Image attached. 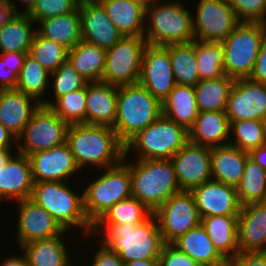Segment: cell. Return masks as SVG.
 I'll list each match as a JSON object with an SVG mask.
<instances>
[{
	"instance_id": "obj_1",
	"label": "cell",
	"mask_w": 266,
	"mask_h": 266,
	"mask_svg": "<svg viewBox=\"0 0 266 266\" xmlns=\"http://www.w3.org/2000/svg\"><path fill=\"white\" fill-rule=\"evenodd\" d=\"M93 234H104L101 243L117 253L124 264L142 259L159 260L165 244L154 215L142 224H94Z\"/></svg>"
},
{
	"instance_id": "obj_2",
	"label": "cell",
	"mask_w": 266,
	"mask_h": 266,
	"mask_svg": "<svg viewBox=\"0 0 266 266\" xmlns=\"http://www.w3.org/2000/svg\"><path fill=\"white\" fill-rule=\"evenodd\" d=\"M66 142L81 171L87 166L103 171L118 165L125 155V145L110 126L70 124Z\"/></svg>"
},
{
	"instance_id": "obj_3",
	"label": "cell",
	"mask_w": 266,
	"mask_h": 266,
	"mask_svg": "<svg viewBox=\"0 0 266 266\" xmlns=\"http://www.w3.org/2000/svg\"><path fill=\"white\" fill-rule=\"evenodd\" d=\"M127 158L130 160L124 155L123 161L130 170L131 195L153 213L181 191L170 159H132L128 163Z\"/></svg>"
},
{
	"instance_id": "obj_4",
	"label": "cell",
	"mask_w": 266,
	"mask_h": 266,
	"mask_svg": "<svg viewBox=\"0 0 266 266\" xmlns=\"http://www.w3.org/2000/svg\"><path fill=\"white\" fill-rule=\"evenodd\" d=\"M68 183L67 181L34 183L30 199L51 214L64 230L69 231L70 228L78 227L83 228L85 235H91L93 225L84 212L83 191L77 194Z\"/></svg>"
},
{
	"instance_id": "obj_5",
	"label": "cell",
	"mask_w": 266,
	"mask_h": 266,
	"mask_svg": "<svg viewBox=\"0 0 266 266\" xmlns=\"http://www.w3.org/2000/svg\"><path fill=\"white\" fill-rule=\"evenodd\" d=\"M162 114V104L139 83L118 87L114 125L118 139L125 145Z\"/></svg>"
},
{
	"instance_id": "obj_6",
	"label": "cell",
	"mask_w": 266,
	"mask_h": 266,
	"mask_svg": "<svg viewBox=\"0 0 266 266\" xmlns=\"http://www.w3.org/2000/svg\"><path fill=\"white\" fill-rule=\"evenodd\" d=\"M162 3L146 7L144 38L147 44L166 46L191 43L194 40L193 14L179 0Z\"/></svg>"
},
{
	"instance_id": "obj_7",
	"label": "cell",
	"mask_w": 266,
	"mask_h": 266,
	"mask_svg": "<svg viewBox=\"0 0 266 266\" xmlns=\"http://www.w3.org/2000/svg\"><path fill=\"white\" fill-rule=\"evenodd\" d=\"M104 171L83 191L84 212L92 225L117 202L132 196L130 170L125 161Z\"/></svg>"
},
{
	"instance_id": "obj_8",
	"label": "cell",
	"mask_w": 266,
	"mask_h": 266,
	"mask_svg": "<svg viewBox=\"0 0 266 266\" xmlns=\"http://www.w3.org/2000/svg\"><path fill=\"white\" fill-rule=\"evenodd\" d=\"M187 142L188 131L161 114L125 144V155L134 150L139 160L171 159Z\"/></svg>"
},
{
	"instance_id": "obj_9",
	"label": "cell",
	"mask_w": 266,
	"mask_h": 266,
	"mask_svg": "<svg viewBox=\"0 0 266 266\" xmlns=\"http://www.w3.org/2000/svg\"><path fill=\"white\" fill-rule=\"evenodd\" d=\"M265 37V23L240 22L221 42L225 74L233 79L249 78Z\"/></svg>"
},
{
	"instance_id": "obj_10",
	"label": "cell",
	"mask_w": 266,
	"mask_h": 266,
	"mask_svg": "<svg viewBox=\"0 0 266 266\" xmlns=\"http://www.w3.org/2000/svg\"><path fill=\"white\" fill-rule=\"evenodd\" d=\"M68 127L50 107L41 105L17 138V152L29 156L60 146L66 142Z\"/></svg>"
},
{
	"instance_id": "obj_11",
	"label": "cell",
	"mask_w": 266,
	"mask_h": 266,
	"mask_svg": "<svg viewBox=\"0 0 266 266\" xmlns=\"http://www.w3.org/2000/svg\"><path fill=\"white\" fill-rule=\"evenodd\" d=\"M146 45L144 37L123 36L107 49L102 82L117 87L138 84Z\"/></svg>"
},
{
	"instance_id": "obj_12",
	"label": "cell",
	"mask_w": 266,
	"mask_h": 266,
	"mask_svg": "<svg viewBox=\"0 0 266 266\" xmlns=\"http://www.w3.org/2000/svg\"><path fill=\"white\" fill-rule=\"evenodd\" d=\"M165 243H173L201 222L194 197L190 191L175 193L154 213Z\"/></svg>"
},
{
	"instance_id": "obj_13",
	"label": "cell",
	"mask_w": 266,
	"mask_h": 266,
	"mask_svg": "<svg viewBox=\"0 0 266 266\" xmlns=\"http://www.w3.org/2000/svg\"><path fill=\"white\" fill-rule=\"evenodd\" d=\"M192 15L194 40L222 42L240 23L228 0H199Z\"/></svg>"
},
{
	"instance_id": "obj_14",
	"label": "cell",
	"mask_w": 266,
	"mask_h": 266,
	"mask_svg": "<svg viewBox=\"0 0 266 266\" xmlns=\"http://www.w3.org/2000/svg\"><path fill=\"white\" fill-rule=\"evenodd\" d=\"M170 160L181 191H191L212 179L209 147L188 141Z\"/></svg>"
},
{
	"instance_id": "obj_15",
	"label": "cell",
	"mask_w": 266,
	"mask_h": 266,
	"mask_svg": "<svg viewBox=\"0 0 266 266\" xmlns=\"http://www.w3.org/2000/svg\"><path fill=\"white\" fill-rule=\"evenodd\" d=\"M139 84L161 103L176 85L169 50L147 44L143 51Z\"/></svg>"
},
{
	"instance_id": "obj_16",
	"label": "cell",
	"mask_w": 266,
	"mask_h": 266,
	"mask_svg": "<svg viewBox=\"0 0 266 266\" xmlns=\"http://www.w3.org/2000/svg\"><path fill=\"white\" fill-rule=\"evenodd\" d=\"M225 112L230 123L250 119L266 121V85L249 78L235 79Z\"/></svg>"
},
{
	"instance_id": "obj_17",
	"label": "cell",
	"mask_w": 266,
	"mask_h": 266,
	"mask_svg": "<svg viewBox=\"0 0 266 266\" xmlns=\"http://www.w3.org/2000/svg\"><path fill=\"white\" fill-rule=\"evenodd\" d=\"M17 203L16 238L19 248L33 241L54 238L65 231L51 214L30 198Z\"/></svg>"
},
{
	"instance_id": "obj_18",
	"label": "cell",
	"mask_w": 266,
	"mask_h": 266,
	"mask_svg": "<svg viewBox=\"0 0 266 266\" xmlns=\"http://www.w3.org/2000/svg\"><path fill=\"white\" fill-rule=\"evenodd\" d=\"M28 157L31 162L34 183L43 181L66 182L80 171L67 142L48 150L30 154Z\"/></svg>"
},
{
	"instance_id": "obj_19",
	"label": "cell",
	"mask_w": 266,
	"mask_h": 266,
	"mask_svg": "<svg viewBox=\"0 0 266 266\" xmlns=\"http://www.w3.org/2000/svg\"><path fill=\"white\" fill-rule=\"evenodd\" d=\"M201 218L214 215L238 216L241 204L236 187L209 180L190 191Z\"/></svg>"
},
{
	"instance_id": "obj_20",
	"label": "cell",
	"mask_w": 266,
	"mask_h": 266,
	"mask_svg": "<svg viewBox=\"0 0 266 266\" xmlns=\"http://www.w3.org/2000/svg\"><path fill=\"white\" fill-rule=\"evenodd\" d=\"M79 12L83 41L107 50L123 37L98 1L80 2Z\"/></svg>"
},
{
	"instance_id": "obj_21",
	"label": "cell",
	"mask_w": 266,
	"mask_h": 266,
	"mask_svg": "<svg viewBox=\"0 0 266 266\" xmlns=\"http://www.w3.org/2000/svg\"><path fill=\"white\" fill-rule=\"evenodd\" d=\"M239 252L266 253V202L241 207L238 215Z\"/></svg>"
},
{
	"instance_id": "obj_22",
	"label": "cell",
	"mask_w": 266,
	"mask_h": 266,
	"mask_svg": "<svg viewBox=\"0 0 266 266\" xmlns=\"http://www.w3.org/2000/svg\"><path fill=\"white\" fill-rule=\"evenodd\" d=\"M34 181L28 156L16 153L0 168V202L31 198Z\"/></svg>"
},
{
	"instance_id": "obj_23",
	"label": "cell",
	"mask_w": 266,
	"mask_h": 266,
	"mask_svg": "<svg viewBox=\"0 0 266 266\" xmlns=\"http://www.w3.org/2000/svg\"><path fill=\"white\" fill-rule=\"evenodd\" d=\"M40 106L34 98L16 88L0 89V123L16 138Z\"/></svg>"
},
{
	"instance_id": "obj_24",
	"label": "cell",
	"mask_w": 266,
	"mask_h": 266,
	"mask_svg": "<svg viewBox=\"0 0 266 266\" xmlns=\"http://www.w3.org/2000/svg\"><path fill=\"white\" fill-rule=\"evenodd\" d=\"M118 87L105 82L87 83L86 124L112 127L116 118Z\"/></svg>"
},
{
	"instance_id": "obj_25",
	"label": "cell",
	"mask_w": 266,
	"mask_h": 266,
	"mask_svg": "<svg viewBox=\"0 0 266 266\" xmlns=\"http://www.w3.org/2000/svg\"><path fill=\"white\" fill-rule=\"evenodd\" d=\"M230 122L226 112H199L188 130V141L214 148L227 145L231 139Z\"/></svg>"
},
{
	"instance_id": "obj_26",
	"label": "cell",
	"mask_w": 266,
	"mask_h": 266,
	"mask_svg": "<svg viewBox=\"0 0 266 266\" xmlns=\"http://www.w3.org/2000/svg\"><path fill=\"white\" fill-rule=\"evenodd\" d=\"M123 36L144 37L146 7L134 0H98Z\"/></svg>"
},
{
	"instance_id": "obj_27",
	"label": "cell",
	"mask_w": 266,
	"mask_h": 266,
	"mask_svg": "<svg viewBox=\"0 0 266 266\" xmlns=\"http://www.w3.org/2000/svg\"><path fill=\"white\" fill-rule=\"evenodd\" d=\"M249 153L230 144L211 148L212 180L237 187Z\"/></svg>"
},
{
	"instance_id": "obj_28",
	"label": "cell",
	"mask_w": 266,
	"mask_h": 266,
	"mask_svg": "<svg viewBox=\"0 0 266 266\" xmlns=\"http://www.w3.org/2000/svg\"><path fill=\"white\" fill-rule=\"evenodd\" d=\"M172 244L199 266H228V261L216 250L201 223Z\"/></svg>"
},
{
	"instance_id": "obj_29",
	"label": "cell",
	"mask_w": 266,
	"mask_h": 266,
	"mask_svg": "<svg viewBox=\"0 0 266 266\" xmlns=\"http://www.w3.org/2000/svg\"><path fill=\"white\" fill-rule=\"evenodd\" d=\"M200 223L216 250L227 261L239 253L238 216H207L201 218Z\"/></svg>"
},
{
	"instance_id": "obj_30",
	"label": "cell",
	"mask_w": 266,
	"mask_h": 266,
	"mask_svg": "<svg viewBox=\"0 0 266 266\" xmlns=\"http://www.w3.org/2000/svg\"><path fill=\"white\" fill-rule=\"evenodd\" d=\"M37 24L39 27L36 28V31L41 36L63 45L68 50L82 40L79 6L73 12L49 17Z\"/></svg>"
},
{
	"instance_id": "obj_31",
	"label": "cell",
	"mask_w": 266,
	"mask_h": 266,
	"mask_svg": "<svg viewBox=\"0 0 266 266\" xmlns=\"http://www.w3.org/2000/svg\"><path fill=\"white\" fill-rule=\"evenodd\" d=\"M69 231L51 239L30 242L20 249L28 260V266H72L73 261L70 253L65 247L63 236ZM69 253V254H68ZM72 261V262H71Z\"/></svg>"
},
{
	"instance_id": "obj_32",
	"label": "cell",
	"mask_w": 266,
	"mask_h": 266,
	"mask_svg": "<svg viewBox=\"0 0 266 266\" xmlns=\"http://www.w3.org/2000/svg\"><path fill=\"white\" fill-rule=\"evenodd\" d=\"M161 104L162 115L187 131L199 114L194 86L176 84Z\"/></svg>"
},
{
	"instance_id": "obj_33",
	"label": "cell",
	"mask_w": 266,
	"mask_h": 266,
	"mask_svg": "<svg viewBox=\"0 0 266 266\" xmlns=\"http://www.w3.org/2000/svg\"><path fill=\"white\" fill-rule=\"evenodd\" d=\"M36 24L28 14L13 13L0 28V53H29L36 32L32 25Z\"/></svg>"
},
{
	"instance_id": "obj_34",
	"label": "cell",
	"mask_w": 266,
	"mask_h": 266,
	"mask_svg": "<svg viewBox=\"0 0 266 266\" xmlns=\"http://www.w3.org/2000/svg\"><path fill=\"white\" fill-rule=\"evenodd\" d=\"M68 59L86 82L102 81L106 49L81 40L68 51Z\"/></svg>"
},
{
	"instance_id": "obj_35",
	"label": "cell",
	"mask_w": 266,
	"mask_h": 266,
	"mask_svg": "<svg viewBox=\"0 0 266 266\" xmlns=\"http://www.w3.org/2000/svg\"><path fill=\"white\" fill-rule=\"evenodd\" d=\"M234 82L235 79L225 74L217 79L202 80L194 86L199 112H225Z\"/></svg>"
},
{
	"instance_id": "obj_36",
	"label": "cell",
	"mask_w": 266,
	"mask_h": 266,
	"mask_svg": "<svg viewBox=\"0 0 266 266\" xmlns=\"http://www.w3.org/2000/svg\"><path fill=\"white\" fill-rule=\"evenodd\" d=\"M171 67L177 85L196 86L200 82L194 40L186 44H170Z\"/></svg>"
},
{
	"instance_id": "obj_37",
	"label": "cell",
	"mask_w": 266,
	"mask_h": 266,
	"mask_svg": "<svg viewBox=\"0 0 266 266\" xmlns=\"http://www.w3.org/2000/svg\"><path fill=\"white\" fill-rule=\"evenodd\" d=\"M236 191L241 206L266 202V172L250 158L245 163Z\"/></svg>"
},
{
	"instance_id": "obj_38",
	"label": "cell",
	"mask_w": 266,
	"mask_h": 266,
	"mask_svg": "<svg viewBox=\"0 0 266 266\" xmlns=\"http://www.w3.org/2000/svg\"><path fill=\"white\" fill-rule=\"evenodd\" d=\"M50 73L34 58L27 54L24 64L18 74L16 89L34 98L41 105L43 96L48 89ZM49 83V84H48Z\"/></svg>"
},
{
	"instance_id": "obj_39",
	"label": "cell",
	"mask_w": 266,
	"mask_h": 266,
	"mask_svg": "<svg viewBox=\"0 0 266 266\" xmlns=\"http://www.w3.org/2000/svg\"><path fill=\"white\" fill-rule=\"evenodd\" d=\"M194 49L200 81L217 79L225 75L224 53L221 42L194 40Z\"/></svg>"
},
{
	"instance_id": "obj_40",
	"label": "cell",
	"mask_w": 266,
	"mask_h": 266,
	"mask_svg": "<svg viewBox=\"0 0 266 266\" xmlns=\"http://www.w3.org/2000/svg\"><path fill=\"white\" fill-rule=\"evenodd\" d=\"M230 139L228 144L238 147L240 150H251L266 144V121L263 120H238L230 123Z\"/></svg>"
},
{
	"instance_id": "obj_41",
	"label": "cell",
	"mask_w": 266,
	"mask_h": 266,
	"mask_svg": "<svg viewBox=\"0 0 266 266\" xmlns=\"http://www.w3.org/2000/svg\"><path fill=\"white\" fill-rule=\"evenodd\" d=\"M152 215V211L131 196L113 205L95 224H142Z\"/></svg>"
},
{
	"instance_id": "obj_42",
	"label": "cell",
	"mask_w": 266,
	"mask_h": 266,
	"mask_svg": "<svg viewBox=\"0 0 266 266\" xmlns=\"http://www.w3.org/2000/svg\"><path fill=\"white\" fill-rule=\"evenodd\" d=\"M68 51L63 45L41 36L36 31L28 54L52 73L68 59Z\"/></svg>"
},
{
	"instance_id": "obj_43",
	"label": "cell",
	"mask_w": 266,
	"mask_h": 266,
	"mask_svg": "<svg viewBox=\"0 0 266 266\" xmlns=\"http://www.w3.org/2000/svg\"><path fill=\"white\" fill-rule=\"evenodd\" d=\"M87 84L84 88L58 97L49 106L63 121L70 124H86Z\"/></svg>"
},
{
	"instance_id": "obj_44",
	"label": "cell",
	"mask_w": 266,
	"mask_h": 266,
	"mask_svg": "<svg viewBox=\"0 0 266 266\" xmlns=\"http://www.w3.org/2000/svg\"><path fill=\"white\" fill-rule=\"evenodd\" d=\"M50 77L53 79L52 93L54 100L44 99L42 106L49 107L53 101L58 97L66 95L70 92L78 91L86 86V82L83 77L74 68V65L67 59L63 62L54 72L50 73Z\"/></svg>"
},
{
	"instance_id": "obj_45",
	"label": "cell",
	"mask_w": 266,
	"mask_h": 266,
	"mask_svg": "<svg viewBox=\"0 0 266 266\" xmlns=\"http://www.w3.org/2000/svg\"><path fill=\"white\" fill-rule=\"evenodd\" d=\"M79 3V0H36L28 15L37 24L43 19L73 12Z\"/></svg>"
},
{
	"instance_id": "obj_46",
	"label": "cell",
	"mask_w": 266,
	"mask_h": 266,
	"mask_svg": "<svg viewBox=\"0 0 266 266\" xmlns=\"http://www.w3.org/2000/svg\"><path fill=\"white\" fill-rule=\"evenodd\" d=\"M240 22L266 24V0H228Z\"/></svg>"
},
{
	"instance_id": "obj_47",
	"label": "cell",
	"mask_w": 266,
	"mask_h": 266,
	"mask_svg": "<svg viewBox=\"0 0 266 266\" xmlns=\"http://www.w3.org/2000/svg\"><path fill=\"white\" fill-rule=\"evenodd\" d=\"M159 266H199L172 243H165L159 256Z\"/></svg>"
},
{
	"instance_id": "obj_48",
	"label": "cell",
	"mask_w": 266,
	"mask_h": 266,
	"mask_svg": "<svg viewBox=\"0 0 266 266\" xmlns=\"http://www.w3.org/2000/svg\"><path fill=\"white\" fill-rule=\"evenodd\" d=\"M99 248L90 262V266H124V263L120 259L117 253L111 250L108 246L98 243Z\"/></svg>"
},
{
	"instance_id": "obj_49",
	"label": "cell",
	"mask_w": 266,
	"mask_h": 266,
	"mask_svg": "<svg viewBox=\"0 0 266 266\" xmlns=\"http://www.w3.org/2000/svg\"><path fill=\"white\" fill-rule=\"evenodd\" d=\"M228 266H266V253L239 252L228 261Z\"/></svg>"
},
{
	"instance_id": "obj_50",
	"label": "cell",
	"mask_w": 266,
	"mask_h": 266,
	"mask_svg": "<svg viewBox=\"0 0 266 266\" xmlns=\"http://www.w3.org/2000/svg\"><path fill=\"white\" fill-rule=\"evenodd\" d=\"M249 79L266 85V37L262 41L253 71Z\"/></svg>"
},
{
	"instance_id": "obj_51",
	"label": "cell",
	"mask_w": 266,
	"mask_h": 266,
	"mask_svg": "<svg viewBox=\"0 0 266 266\" xmlns=\"http://www.w3.org/2000/svg\"><path fill=\"white\" fill-rule=\"evenodd\" d=\"M27 54L23 52H4L0 53V58L3 60L6 69H10L18 75Z\"/></svg>"
},
{
	"instance_id": "obj_52",
	"label": "cell",
	"mask_w": 266,
	"mask_h": 266,
	"mask_svg": "<svg viewBox=\"0 0 266 266\" xmlns=\"http://www.w3.org/2000/svg\"><path fill=\"white\" fill-rule=\"evenodd\" d=\"M18 75L6 69L3 60L0 58V89L16 88Z\"/></svg>"
},
{
	"instance_id": "obj_53",
	"label": "cell",
	"mask_w": 266,
	"mask_h": 266,
	"mask_svg": "<svg viewBox=\"0 0 266 266\" xmlns=\"http://www.w3.org/2000/svg\"><path fill=\"white\" fill-rule=\"evenodd\" d=\"M17 146V138L12 135L1 123H0V149L6 148V149H13L11 145Z\"/></svg>"
},
{
	"instance_id": "obj_54",
	"label": "cell",
	"mask_w": 266,
	"mask_h": 266,
	"mask_svg": "<svg viewBox=\"0 0 266 266\" xmlns=\"http://www.w3.org/2000/svg\"><path fill=\"white\" fill-rule=\"evenodd\" d=\"M249 158L266 170V144L251 150Z\"/></svg>"
},
{
	"instance_id": "obj_55",
	"label": "cell",
	"mask_w": 266,
	"mask_h": 266,
	"mask_svg": "<svg viewBox=\"0 0 266 266\" xmlns=\"http://www.w3.org/2000/svg\"><path fill=\"white\" fill-rule=\"evenodd\" d=\"M23 255H10V257L3 259L0 266H28V260L24 252Z\"/></svg>"
},
{
	"instance_id": "obj_56",
	"label": "cell",
	"mask_w": 266,
	"mask_h": 266,
	"mask_svg": "<svg viewBox=\"0 0 266 266\" xmlns=\"http://www.w3.org/2000/svg\"><path fill=\"white\" fill-rule=\"evenodd\" d=\"M13 15V10L9 0H0V28Z\"/></svg>"
},
{
	"instance_id": "obj_57",
	"label": "cell",
	"mask_w": 266,
	"mask_h": 266,
	"mask_svg": "<svg viewBox=\"0 0 266 266\" xmlns=\"http://www.w3.org/2000/svg\"><path fill=\"white\" fill-rule=\"evenodd\" d=\"M12 149H6V148H2L0 149V168H3V166H5L10 159L17 153H11L13 151H11Z\"/></svg>"
},
{
	"instance_id": "obj_58",
	"label": "cell",
	"mask_w": 266,
	"mask_h": 266,
	"mask_svg": "<svg viewBox=\"0 0 266 266\" xmlns=\"http://www.w3.org/2000/svg\"><path fill=\"white\" fill-rule=\"evenodd\" d=\"M124 266H159V260L142 259L127 262Z\"/></svg>"
},
{
	"instance_id": "obj_59",
	"label": "cell",
	"mask_w": 266,
	"mask_h": 266,
	"mask_svg": "<svg viewBox=\"0 0 266 266\" xmlns=\"http://www.w3.org/2000/svg\"><path fill=\"white\" fill-rule=\"evenodd\" d=\"M19 1L23 6L25 5L24 10L21 11V13L28 14L33 6L35 5L36 0H17Z\"/></svg>"
},
{
	"instance_id": "obj_60",
	"label": "cell",
	"mask_w": 266,
	"mask_h": 266,
	"mask_svg": "<svg viewBox=\"0 0 266 266\" xmlns=\"http://www.w3.org/2000/svg\"><path fill=\"white\" fill-rule=\"evenodd\" d=\"M157 1L161 0H140V3H142L145 7L157 3Z\"/></svg>"
},
{
	"instance_id": "obj_61",
	"label": "cell",
	"mask_w": 266,
	"mask_h": 266,
	"mask_svg": "<svg viewBox=\"0 0 266 266\" xmlns=\"http://www.w3.org/2000/svg\"><path fill=\"white\" fill-rule=\"evenodd\" d=\"M14 1L16 2V0H14ZM14 1L9 0L11 7H12V10H13V13H21V10H18V6H17V4H15Z\"/></svg>"
},
{
	"instance_id": "obj_62",
	"label": "cell",
	"mask_w": 266,
	"mask_h": 266,
	"mask_svg": "<svg viewBox=\"0 0 266 266\" xmlns=\"http://www.w3.org/2000/svg\"><path fill=\"white\" fill-rule=\"evenodd\" d=\"M80 2H84V1H98V0H79Z\"/></svg>"
}]
</instances>
